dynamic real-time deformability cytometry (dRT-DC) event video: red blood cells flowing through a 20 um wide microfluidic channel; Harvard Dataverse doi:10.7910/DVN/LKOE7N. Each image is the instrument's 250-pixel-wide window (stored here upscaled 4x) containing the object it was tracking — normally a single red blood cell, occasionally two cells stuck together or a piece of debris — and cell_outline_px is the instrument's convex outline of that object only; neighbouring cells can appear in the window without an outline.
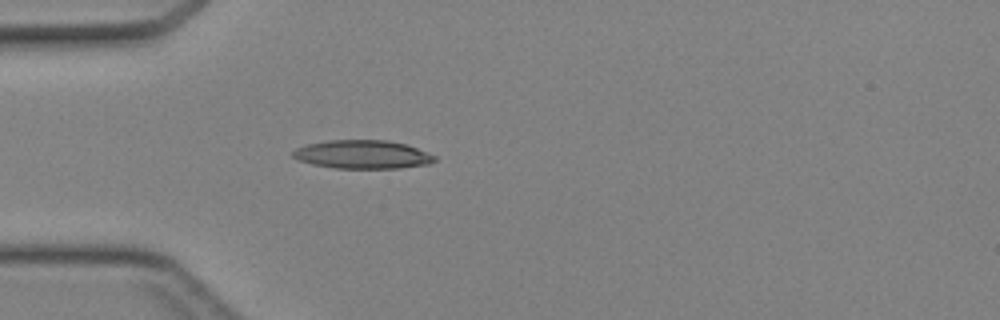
{"species": "Egyptian fruit bat (a non-hibernating species)", "species_latin": "Rousettus aegyptiacus", "temperature_condition": "cold", "stored_images_in_passage": 37, "camera_frame_rate_fps": 3000, "um_per_image_px": 0.085, "animal": {"sex": "female"}, "frame": {"image": 1, "passage_image": 5, "time_ms": 1.333, "image_size_px": [1000, 320], "cell_outline_px": [[436, 160], [428, 164], [400, 168], [336, 168], [312, 164], [300, 160], [292, 156], [292, 152], [296, 148], [308, 144], [328, 140], [388, 140], [408, 144], [436, 156]], "centroid_in_image_um": [30.84, 13.12], "position_along_channel_um": 54.2, "area_um2": 23.52}}
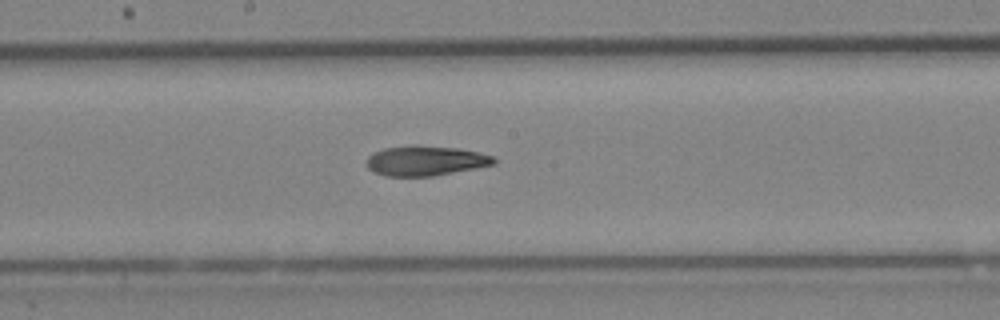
{"frame": {"image": 2, "passage_image": 16, "time_ms": 5.0, "image_size_px": [1000, 320], "cell_outline_px": [[496, 164], [476, 168], [432, 176], [384, 176], [372, 172], [368, 168], [368, 156], [372, 152], [384, 148], [416, 144], [456, 148], [480, 152], [492, 156], [496, 160]], "centroid_in_image_um": [36.15, 13.65], "position_along_channel_um": 212.0, "area_um2": 22.37}}
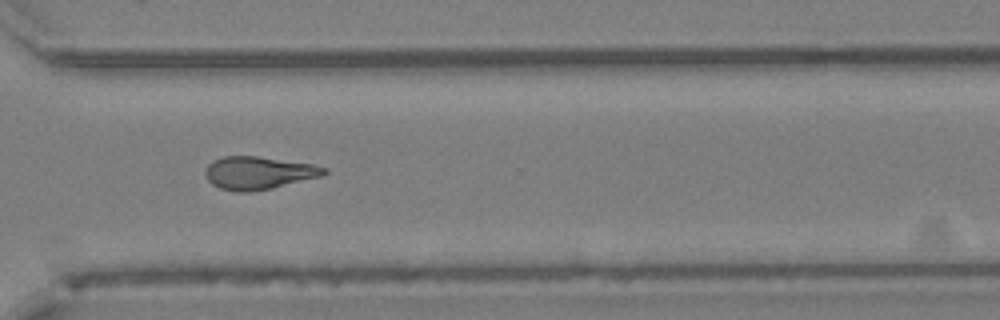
{"frame": {"image": 3, "passage_image": 25, "time_ms": 8.0, "image_size_px": [1000, 320], "cell_outline_px": [[328, 172], [324, 176], [272, 188], [248, 192], [236, 192], [220, 188], [212, 184], [208, 180], [204, 172], [208, 164], [212, 160], [224, 156], [256, 156], [312, 164], [328, 168]], "centroid_in_image_um": [21.99, 14.7], "position_along_channel_um": 348.6, "area_um2": 22.83}}